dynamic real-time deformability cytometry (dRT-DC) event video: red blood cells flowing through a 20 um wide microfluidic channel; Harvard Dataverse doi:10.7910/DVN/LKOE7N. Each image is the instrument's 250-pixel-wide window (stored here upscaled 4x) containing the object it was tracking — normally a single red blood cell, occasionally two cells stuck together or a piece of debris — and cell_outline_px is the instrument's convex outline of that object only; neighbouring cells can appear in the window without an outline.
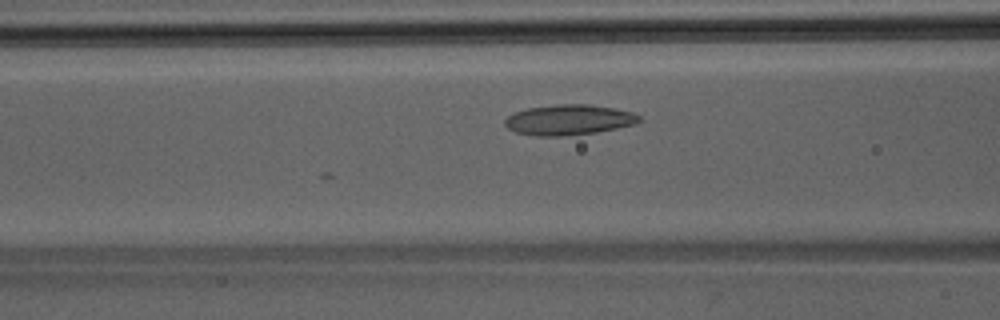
{"species": "Egyptian fruit bat (a non-hibernating species)", "species_latin": "Rousettus aegyptiacus", "temperature_condition": "room temperature", "stored_images_in_passage": 11, "camera_frame_rate_fps": 3000, "um_per_image_px": 0.085, "animal": {"sex": "male"}, "frame": {"image": 1, "passage_image": 9, "time_ms": 2.667, "image_size_px": [1000, 320], "cell_outline_px": [[644, 120], [636, 124], [596, 132], [564, 136], [536, 136], [516, 132], [508, 128], [504, 124], [504, 120], [512, 112], [528, 108], [556, 104], [588, 104], [616, 108], [632, 112], [640, 116]], "centroid_in_image_um": [48.36, 10.18], "position_along_channel_um": 118.2, "area_um2": 23.99}}
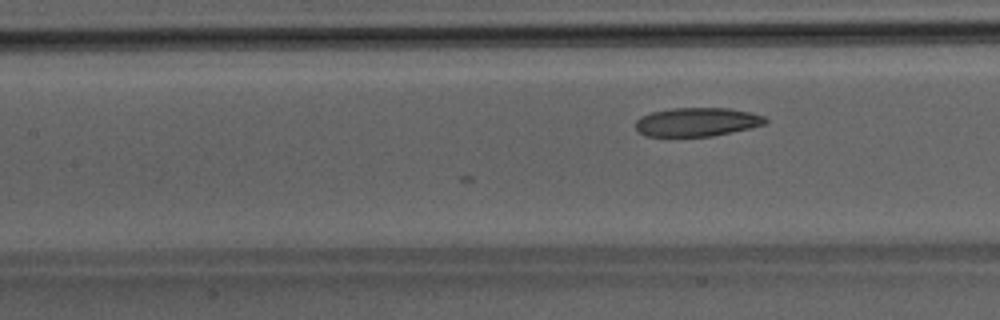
{"frame": {"image": 2, "passage_image": 11, "time_ms": 3.333, "image_size_px": [1000, 320], "cell_outline_px": [[768, 120], [764, 124], [752, 128], [712, 136], [644, 136], [636, 128], [636, 120], [640, 116], [652, 112], [672, 108], [728, 108], [748, 112], [764, 116]], "centroid_in_image_um": [59.24, 10.37], "position_along_channel_um": 148.2, "area_um2": 21.68}}